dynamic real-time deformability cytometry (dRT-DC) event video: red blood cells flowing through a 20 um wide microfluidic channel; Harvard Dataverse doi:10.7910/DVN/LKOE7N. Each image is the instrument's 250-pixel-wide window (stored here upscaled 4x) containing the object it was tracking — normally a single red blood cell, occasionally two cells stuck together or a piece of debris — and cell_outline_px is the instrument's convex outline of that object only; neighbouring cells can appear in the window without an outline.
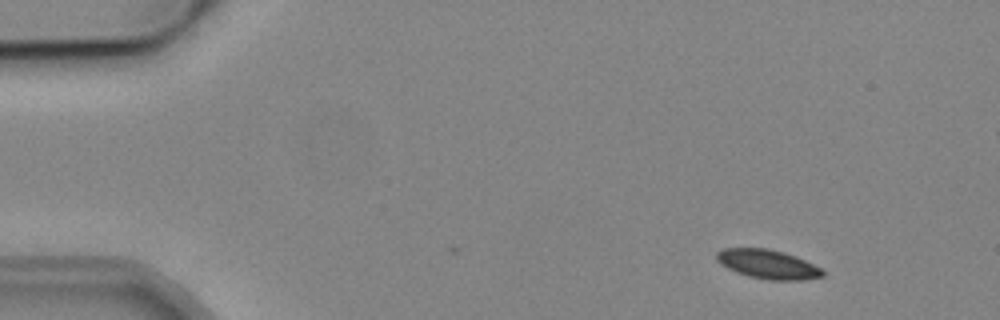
{"species": "common noctule bat (a hibernating species)", "species_latin": "Nyctalus noctula", "temperature_condition": "cold", "stored_images_in_passage": 5, "camera_frame_rate_fps": 3000, "um_per_image_px": 0.085, "animal": {"sex": "male", "body_mass_g": 19.2, "forearm_length_mm": 51.8}, "frame": {"image": 1, "passage_image": 1, "time_ms": 0.0, "image_size_px": [1000, 320], "cell_outline_px": [[824, 276], [804, 280], [768, 280], [748, 276], [736, 272], [720, 264], [716, 260], [716, 252], [724, 248], [768, 248], [784, 252], [796, 256], [820, 268], [824, 272]], "centroid_in_image_um": [65.24, 22.46], "position_along_channel_um": 19.8, "area_um2": 18.03}}
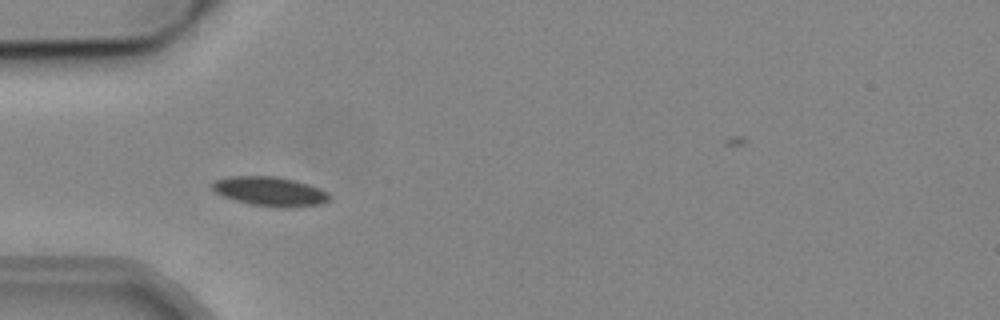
{"frame": {"image": 2, "passage_image": 4, "time_ms": 3.667, "image_size_px": [1000, 320], "cell_outline_px": [[332, 200], [320, 204], [288, 208], [284, 208], [252, 204], [236, 200], [224, 196], [216, 192], [212, 188], [212, 184], [216, 180], [228, 176], [276, 176], [296, 180], [320, 188], [328, 192], [332, 196]], "centroid_in_image_um": [23.02, 16.26], "position_along_channel_um": 62.0, "area_um2": 20.06}}